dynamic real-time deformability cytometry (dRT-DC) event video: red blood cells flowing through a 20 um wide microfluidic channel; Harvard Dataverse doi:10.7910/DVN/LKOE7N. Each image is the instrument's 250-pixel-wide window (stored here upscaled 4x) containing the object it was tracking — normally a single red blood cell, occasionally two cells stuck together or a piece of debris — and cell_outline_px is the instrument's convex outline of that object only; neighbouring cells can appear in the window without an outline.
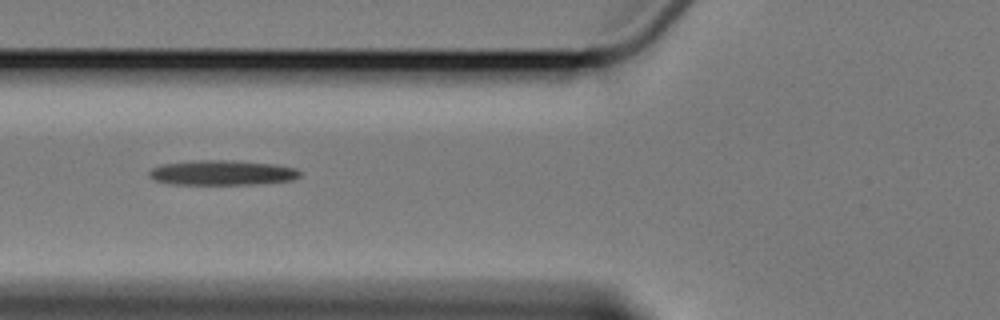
{"species": "Egyptian fruit bat (a non-hibernating species)", "species_latin": "Rousettus aegyptiacus", "temperature_condition": "cold", "stored_images_in_passage": 8, "camera_frame_rate_fps": 3000, "um_per_image_px": 0.085, "animal": {"sex": "female"}, "frame": {"image": 1, "passage_image": 4, "time_ms": 3.333, "image_size_px": [1000, 320], "cell_outline_px": [[300, 176], [292, 180], [260, 184], [176, 184], [156, 180], [148, 176], [148, 172], [152, 168], [160, 164], [192, 160], [232, 160], [276, 164], [296, 168], [300, 172]], "centroid_in_image_um": [18.89, 14.67], "position_along_channel_um": 106.9, "area_um2": 22.02}}
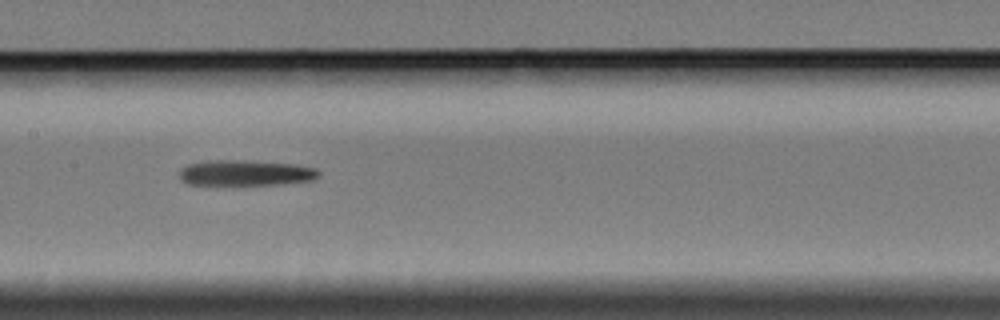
{"frame": {"image": 2, "passage_image": 6, "time_ms": 5.667, "image_size_px": [1000, 320], "cell_outline_px": [[320, 172], [312, 180], [272, 184], [188, 184], [180, 180], [180, 168], [188, 164], [208, 160], [248, 160], [296, 164], [316, 168]], "centroid_in_image_um": [20.83, 14.67], "position_along_channel_um": 186.6, "area_um2": 20.63}}
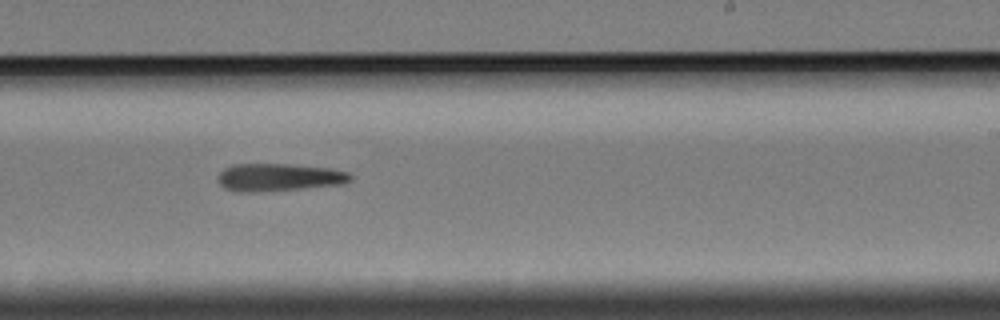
{"frame": {"image": 3, "passage_image": 8, "time_ms": 8.0, "image_size_px": [1000, 320], "cell_outline_px": [[352, 180], [344, 184], [256, 192], [236, 192], [224, 188], [220, 184], [220, 172], [224, 168], [232, 164], [288, 164], [328, 168], [348, 172], [352, 176]], "centroid_in_image_um": [23.71, 15.07], "position_along_channel_um": 265.3, "area_um2": 21.21}}